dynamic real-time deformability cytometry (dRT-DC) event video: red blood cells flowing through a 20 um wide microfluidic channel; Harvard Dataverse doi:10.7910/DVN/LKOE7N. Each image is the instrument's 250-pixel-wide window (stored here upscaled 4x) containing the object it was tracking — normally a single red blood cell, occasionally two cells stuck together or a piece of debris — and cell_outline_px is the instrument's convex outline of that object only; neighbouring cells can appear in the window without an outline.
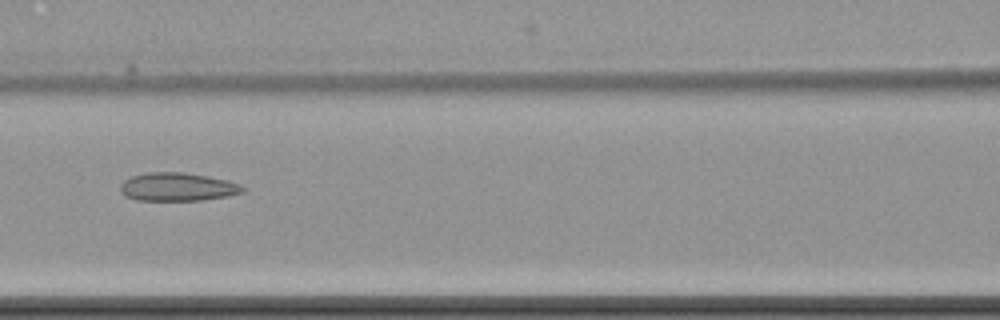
{"species": "common noctule bat (a hibernating species)", "species_latin": "Nyctalus noctula", "temperature_condition": "cold", "stored_images_in_passage": 4, "camera_frame_rate_fps": 3000, "um_per_image_px": 0.085, "animal": {"sex": "female", "body_mass_g": 22.7, "forearm_length_mm": 54.2}, "frame": {"image": 1, "passage_image": 3, "time_ms": 2.667, "image_size_px": [1000, 320], "cell_outline_px": [[244, 192], [228, 196], [204, 200], [136, 200], [124, 196], [120, 192], [120, 184], [124, 180], [132, 176], [144, 172], [184, 172], [208, 176], [228, 180], [240, 184], [244, 188]], "centroid_in_image_um": [15.07, 15.88], "position_along_channel_um": 151.5, "area_um2": 20.4}}
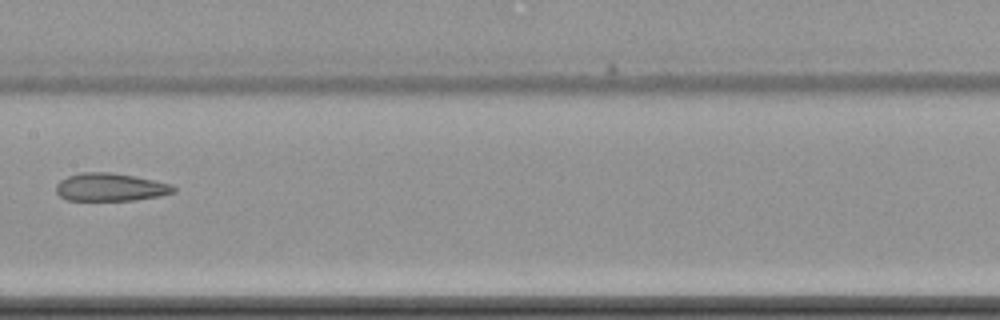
{"frame": {"image": 2, "passage_image": 4, "time_ms": 4.0, "image_size_px": [1000, 320], "cell_outline_px": [[176, 192], [160, 196], [136, 200], [68, 200], [60, 196], [56, 192], [56, 184], [60, 180], [68, 176], [80, 172], [112, 172], [172, 184], [176, 188]], "centroid_in_image_um": [9.38, 15.91], "position_along_channel_um": 198.0, "area_um2": 19.13}}